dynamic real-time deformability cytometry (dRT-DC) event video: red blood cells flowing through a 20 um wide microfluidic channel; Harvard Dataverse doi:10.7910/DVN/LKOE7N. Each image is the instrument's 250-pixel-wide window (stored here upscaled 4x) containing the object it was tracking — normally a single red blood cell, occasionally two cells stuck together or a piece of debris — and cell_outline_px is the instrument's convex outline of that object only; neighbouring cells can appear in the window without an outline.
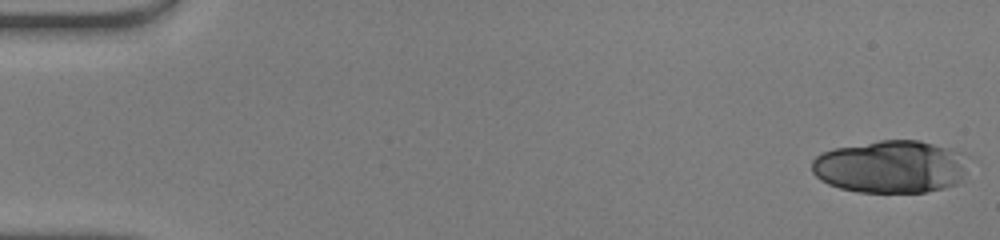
{"species": "human", "species_latin": "Homo sapiens", "temperature_condition": "warm", "stored_images_in_passage": 38, "camera_frame_rate_fps": 3000, "um_per_image_px": 0.085, "donor": {"sex": "male"}, "frame": {"image": 1, "passage_image": 1, "time_ms": 0.0, "image_size_px": [1000, 240], "cell_outline_px": [[972, 156], [960, 180], [956, 184], [944, 188], [924, 192], [856, 192], [840, 188], [828, 184], [820, 180], [812, 172], [812, 160], [820, 152], [832, 148], [880, 140], [920, 140], [952, 148], [964, 152]], "centroid_in_image_um": [75.75, 14.15], "position_along_channel_um": 9.3, "area_um2": 48.9}}